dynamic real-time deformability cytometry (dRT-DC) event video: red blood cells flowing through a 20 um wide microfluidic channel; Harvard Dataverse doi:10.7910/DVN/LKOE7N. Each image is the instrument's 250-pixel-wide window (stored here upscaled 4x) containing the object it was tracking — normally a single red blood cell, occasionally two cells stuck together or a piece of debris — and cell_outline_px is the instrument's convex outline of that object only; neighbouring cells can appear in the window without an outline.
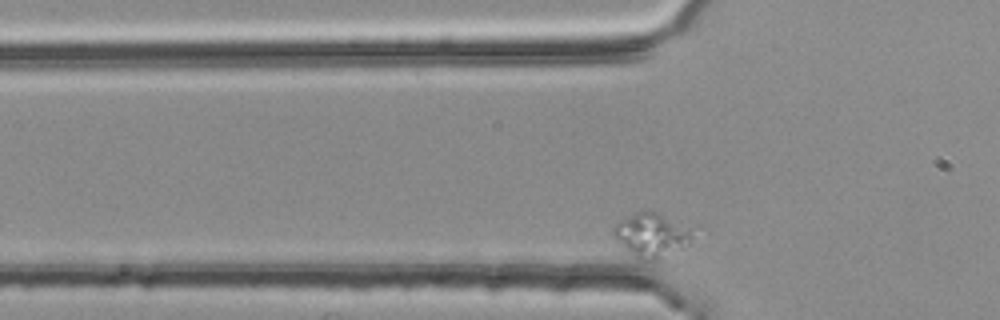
{"species": "common noctule bat (a hibernating species)", "species_latin": "Nyctalus noctula", "temperature_condition": "room temperature", "stored_images_in_passage": 31, "camera_frame_rate_fps": 3000, "um_per_image_px": 0.085, "animal": {"sex": "female", "body_mass_g": 25.1}, "frame": {"image": 1, "passage_image": 2, "time_ms": 0.333, "image_size_px": [1000, 320], "cell_outline_px": [[692, 236], [688, 244], [656, 260], [636, 260], [612, 236], [612, 228], [616, 224], [636, 212], [656, 212], [688, 228]], "centroid_in_image_um": [55.29, 20.02], "position_along_channel_um": 70.5, "area_um2": 19.54}}
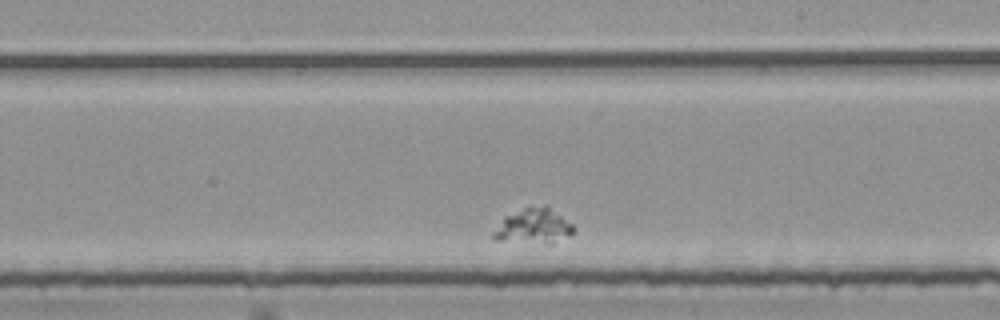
{"frame": {"image": 2, "passage_image": 19, "time_ms": 6.0, "image_size_px": [1000, 320], "cell_outline_px": [[576, 228], [568, 236], [552, 244], [548, 244], [492, 240], [492, 232], [504, 216], [524, 208], [544, 204], [548, 204], [572, 224]], "centroid_in_image_um": [45.35, 19.22], "position_along_channel_um": 243.7, "area_um2": 16.76}}
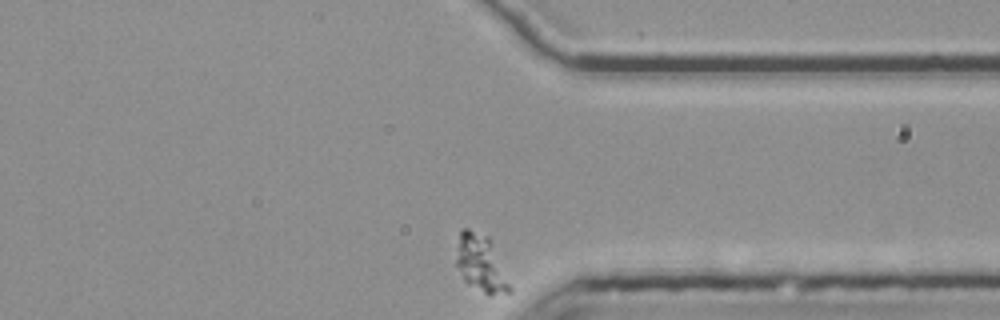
{"frame": {"image": 3, "passage_image": 31, "time_ms": 10.0, "image_size_px": [1000, 320], "cell_outline_px": [[512, 292], [488, 296], [464, 280], [456, 264], [456, 260], [460, 228], [468, 228], [488, 236], [512, 288]], "centroid_in_image_um": [40.87, 22.41], "position_along_channel_um": 370.5, "area_um2": 17.46}}